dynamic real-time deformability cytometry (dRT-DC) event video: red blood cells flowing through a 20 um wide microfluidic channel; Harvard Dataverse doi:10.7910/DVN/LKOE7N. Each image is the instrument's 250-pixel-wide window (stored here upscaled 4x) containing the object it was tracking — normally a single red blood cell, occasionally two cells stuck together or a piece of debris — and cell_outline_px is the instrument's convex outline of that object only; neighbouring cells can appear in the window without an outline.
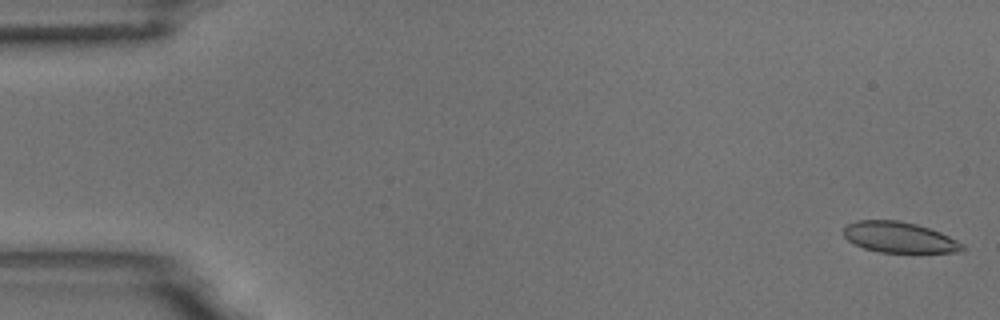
{"species": "common noctule bat (a hibernating species)", "species_latin": "Nyctalus noctula", "temperature_condition": "room temperature", "stored_images_in_passage": 54, "camera_frame_rate_fps": 3000, "um_per_image_px": 0.085, "animal": {"sex": "male", "body_mass_g": 18.8}, "frame": {"image": 1, "passage_image": 1, "time_ms": 0.0, "image_size_px": [1000, 320], "cell_outline_px": [[964, 248], [960, 252], [880, 252], [864, 248], [848, 240], [844, 236], [844, 228], [848, 224], [856, 220], [896, 220], [916, 224], [940, 232], [964, 244]], "centroid_in_image_um": [76.43, 20.17], "position_along_channel_um": 8.6, "area_um2": 21.04}}
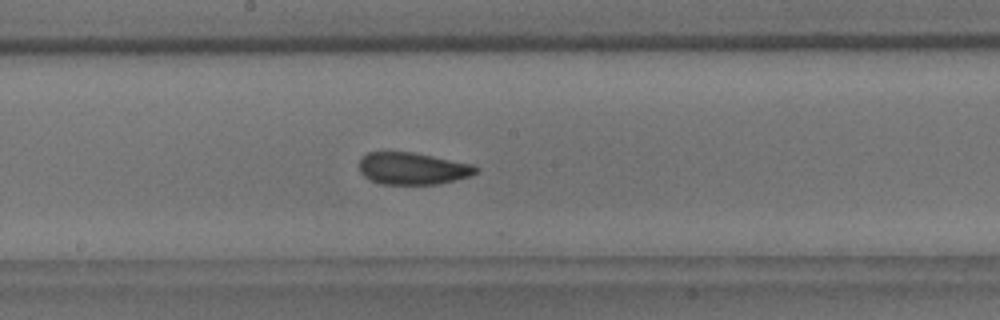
{"frame": {"image": 2, "passage_image": 29, "time_ms": 9.333, "image_size_px": [1000, 320], "cell_outline_px": [[480, 168], [476, 172], [468, 176], [436, 184], [380, 184], [368, 180], [360, 172], [360, 160], [368, 152], [412, 152], [472, 164]], "centroid_in_image_um": [35.03, 14.32], "position_along_channel_um": 213.2, "area_um2": 21.56}}
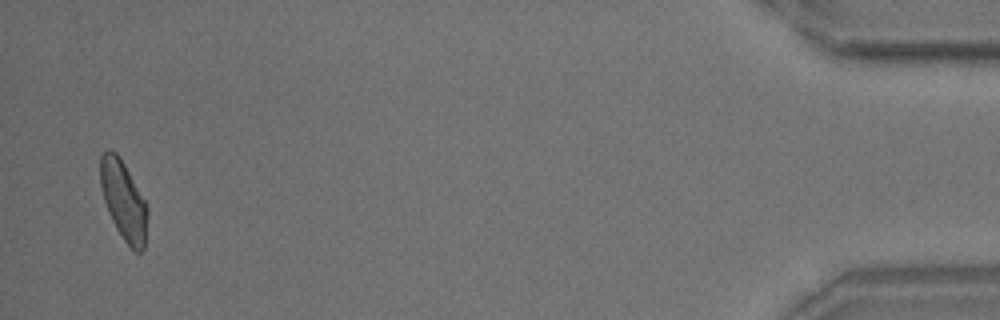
{"frame": {"image": 3, "passage_image": 53, "time_ms": 17.333, "image_size_px": [1000, 320], "cell_outline_px": [[148, 212], [144, 248], [140, 252], [136, 252], [124, 240], [116, 228], [108, 212], [104, 200], [100, 184], [100, 156], [108, 148], [116, 152], [124, 164], [144, 200], [148, 208]], "centroid_in_image_um": [10.49, 17.03], "position_along_channel_um": 424.7, "area_um2": 21.44}, "authors_computed_cell_mechanics": {"area_um2": 22.2241, "velocity_mm_per_s": 3.7026, "shape_relaxation_time_tau1_ms": 4.6022, "shape_relaxation_time_tau2_ms": 1.7088, "deformation_change_tau1": 0.1171, "deformation_change_tau2": 0.0766}}